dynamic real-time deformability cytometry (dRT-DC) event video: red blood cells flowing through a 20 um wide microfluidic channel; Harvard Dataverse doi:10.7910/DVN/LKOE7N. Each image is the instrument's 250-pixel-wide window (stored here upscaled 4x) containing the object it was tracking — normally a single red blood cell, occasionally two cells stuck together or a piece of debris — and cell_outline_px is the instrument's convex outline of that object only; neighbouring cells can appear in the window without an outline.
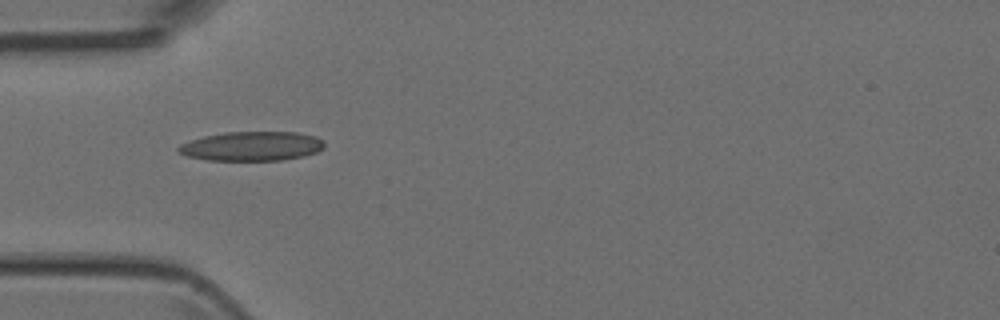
{"species": "Egyptian fruit bat (a non-hibernating species)", "species_latin": "Rousettus aegyptiacus", "temperature_condition": "room temperature", "stored_images_in_passage": 2, "camera_frame_rate_fps": 3000, "um_per_image_px": 0.085, "animal": {"sex": "female"}, "frame": {"image": 1, "passage_image": 1, "time_ms": 0.0, "image_size_px": [1000, 320], "cell_outline_px": [[324, 148], [316, 152], [304, 156], [280, 160], [208, 160], [188, 156], [176, 152], [176, 148], [180, 144], [204, 136], [224, 132], [296, 132], [316, 136], [324, 140]], "centroid_in_image_um": [21.41, 12.42], "position_along_channel_um": 63.6, "area_um2": 24.97}}
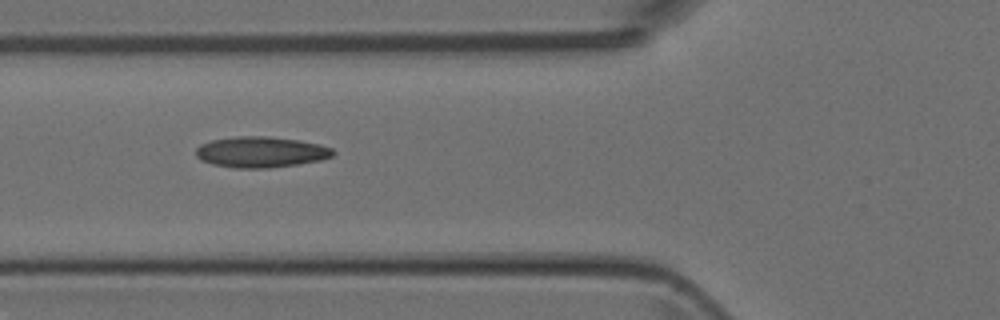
{"frame": {"image": 2, "passage_image": 2, "time_ms": 1.0, "image_size_px": [1000, 320], "cell_outline_px": [[336, 152], [332, 156], [320, 160], [296, 164], [268, 168], [236, 168], [212, 164], [200, 160], [196, 156], [196, 148], [200, 144], [212, 140], [236, 136], [268, 136], [300, 140], [320, 144], [332, 148]], "centroid_in_image_um": [22.17, 12.92], "position_along_channel_um": 103.6, "area_um2": 24.74}}